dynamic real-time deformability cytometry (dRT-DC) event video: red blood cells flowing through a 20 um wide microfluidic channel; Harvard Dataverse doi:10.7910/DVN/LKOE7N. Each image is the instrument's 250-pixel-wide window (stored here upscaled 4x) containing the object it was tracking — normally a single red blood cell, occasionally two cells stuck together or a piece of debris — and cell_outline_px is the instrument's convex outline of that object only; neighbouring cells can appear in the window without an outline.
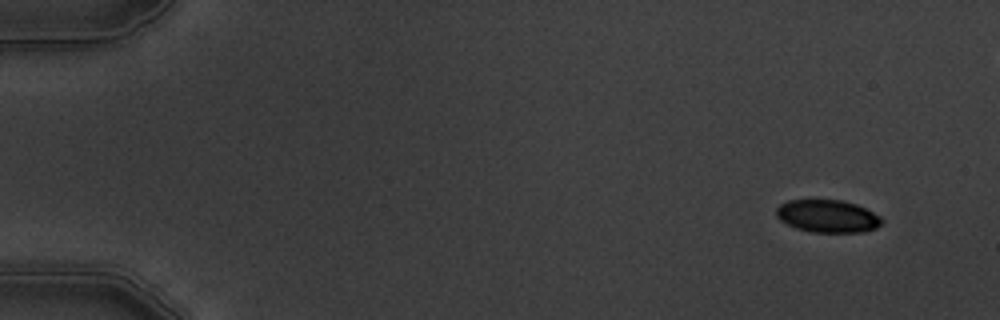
{"species": "common noctule bat (a hibernating species)", "species_latin": "Nyctalus noctula", "temperature_condition": "warm", "stored_images_in_passage": 7, "camera_frame_rate_fps": 3000, "um_per_image_px": 0.085, "animal": {"sex": "male", "body_mass_g": 19.5, "forearm_length_mm": 54.6}, "frame": {"image": 1, "passage_image": 1, "time_ms": 0.0, "image_size_px": [1000, 320], "cell_outline_px": [[884, 220], [876, 228], [864, 232], [812, 232], [796, 228], [780, 220], [776, 216], [776, 208], [780, 204], [788, 200], [840, 200], [856, 204], [880, 216]], "centroid_in_image_um": [70.34, 18.37], "position_along_channel_um": 14.7, "area_um2": 20.0}}